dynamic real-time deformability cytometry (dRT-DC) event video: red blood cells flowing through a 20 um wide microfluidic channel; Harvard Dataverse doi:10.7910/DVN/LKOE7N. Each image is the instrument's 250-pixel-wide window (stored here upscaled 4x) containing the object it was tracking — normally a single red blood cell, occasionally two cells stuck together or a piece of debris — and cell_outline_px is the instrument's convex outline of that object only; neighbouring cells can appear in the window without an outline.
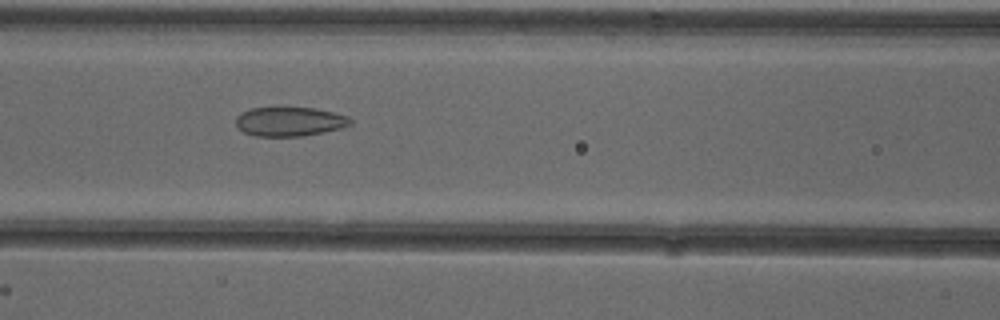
{"species": "common noctule bat (a hibernating species)", "species_latin": "Nyctalus noctula", "temperature_condition": "cold", "stored_images_in_passage": 50, "camera_frame_rate_fps": 3000, "um_per_image_px": 0.085, "animal": {"sex": "female"}, "frame": {"image": 1, "passage_image": 23, "time_ms": 7.333, "image_size_px": [1000, 320], "cell_outline_px": [[352, 124], [344, 128], [300, 136], [256, 136], [244, 132], [236, 124], [236, 116], [240, 112], [252, 108], [316, 108], [348, 116], [352, 120]], "centroid_in_image_um": [24.64, 10.33], "position_along_channel_um": 142.0, "area_um2": 19.42}}
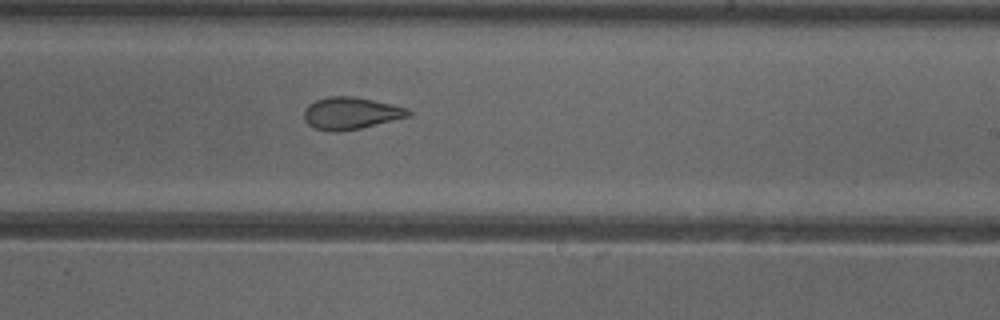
{"frame": {"image": 2, "passage_image": 32, "time_ms": 10.333, "image_size_px": [1000, 320], "cell_outline_px": [[412, 116], [360, 128], [336, 132], [328, 132], [316, 128], [308, 124], [304, 120], [304, 108], [308, 104], [316, 100], [328, 96], [352, 96], [392, 104], [408, 108], [412, 112]], "centroid_in_image_um": [29.82, 9.62], "position_along_channel_um": 259.2, "area_um2": 19.65}}
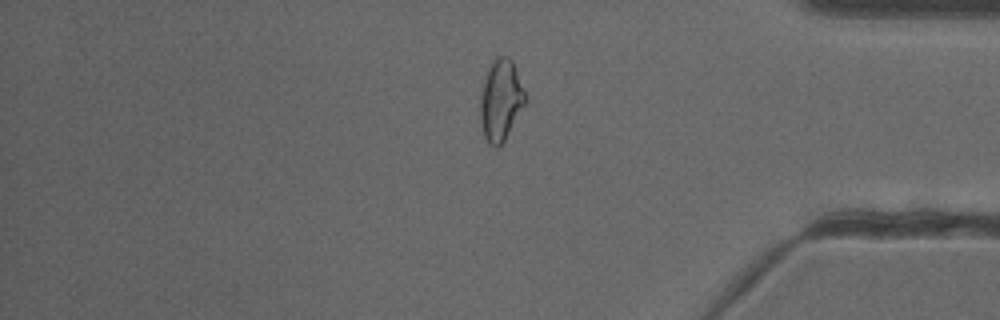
{"frame": {"image": 3, "passage_image": 44, "time_ms": 14.333, "image_size_px": [1000, 320], "cell_outline_px": [[528, 100], [500, 148], [496, 148], [488, 144], [484, 136], [480, 120], [480, 96], [484, 80], [492, 60], [496, 56], [508, 56], [512, 60]], "centroid_in_image_um": [42.57, 8.55], "position_along_channel_um": 392.6, "area_um2": 21.5}}